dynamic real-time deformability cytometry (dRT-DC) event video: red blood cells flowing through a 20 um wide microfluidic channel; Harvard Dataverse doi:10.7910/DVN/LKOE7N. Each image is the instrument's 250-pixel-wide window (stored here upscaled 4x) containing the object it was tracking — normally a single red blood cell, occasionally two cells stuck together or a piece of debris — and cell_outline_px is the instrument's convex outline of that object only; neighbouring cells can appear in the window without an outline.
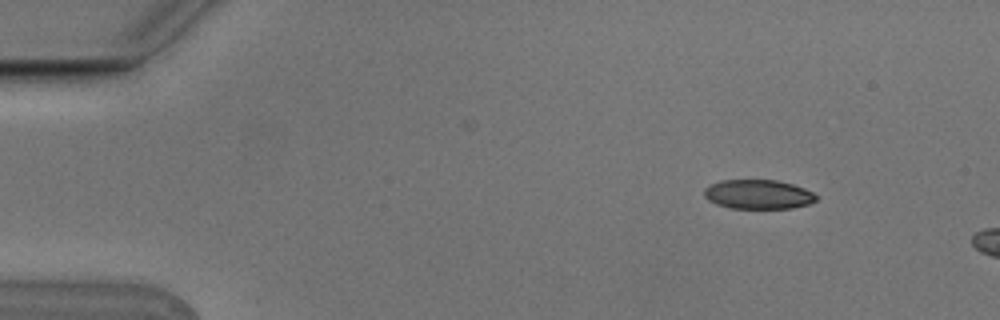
{"species": "Egyptian fruit bat (a non-hibernating species)", "species_latin": "Rousettus aegyptiacus", "temperature_condition": "cold", "stored_images_in_passage": 2, "camera_frame_rate_fps": 3000, "um_per_image_px": 0.085, "animal": {"sex": "male"}, "frame": {"image": 1, "passage_image": 1, "time_ms": 0.0, "image_size_px": [1000, 320], "cell_outline_px": [[816, 200], [808, 204], [792, 208], [732, 208], [716, 204], [708, 200], [704, 196], [704, 188], [708, 184], [720, 180], [776, 180], [792, 184], [804, 188], [812, 192], [816, 196]], "centroid_in_image_um": [64.4, 16.51], "position_along_channel_um": 20.6, "area_um2": 19.13}}